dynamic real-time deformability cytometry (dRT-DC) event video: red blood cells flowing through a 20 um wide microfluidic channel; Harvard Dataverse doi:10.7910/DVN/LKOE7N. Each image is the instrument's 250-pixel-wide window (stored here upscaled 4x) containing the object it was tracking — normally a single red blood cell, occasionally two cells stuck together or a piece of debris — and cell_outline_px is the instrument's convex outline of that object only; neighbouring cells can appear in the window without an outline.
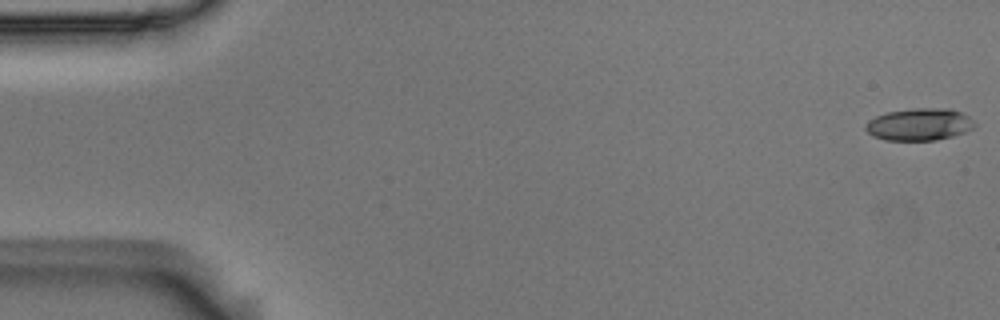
{"species": "Egyptian fruit bat (a non-hibernating species)", "species_latin": "Rousettus aegyptiacus", "temperature_condition": "room temperature", "stored_images_in_passage": 12, "camera_frame_rate_fps": 3000, "um_per_image_px": 0.085, "animal": {"sex": "male"}, "frame": {"image": 1, "passage_image": 1, "time_ms": 0.0, "image_size_px": [1000, 320], "cell_outline_px": [[976, 128], [952, 136], [936, 140], [888, 140], [872, 136], [864, 128], [868, 120], [884, 112], [912, 108], [952, 108], [968, 116], [976, 124]], "centroid_in_image_um": [78.14, 10.56], "position_along_channel_um": 6.9, "area_um2": 20.63}}